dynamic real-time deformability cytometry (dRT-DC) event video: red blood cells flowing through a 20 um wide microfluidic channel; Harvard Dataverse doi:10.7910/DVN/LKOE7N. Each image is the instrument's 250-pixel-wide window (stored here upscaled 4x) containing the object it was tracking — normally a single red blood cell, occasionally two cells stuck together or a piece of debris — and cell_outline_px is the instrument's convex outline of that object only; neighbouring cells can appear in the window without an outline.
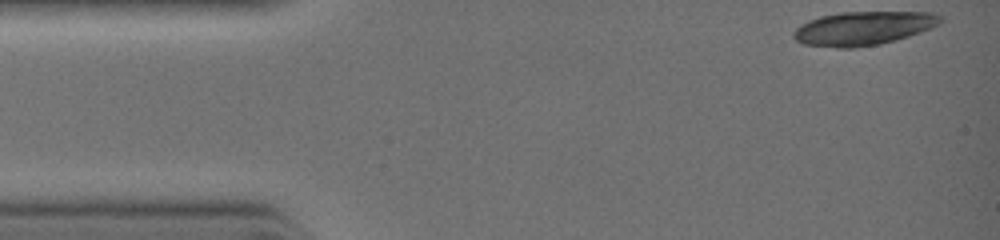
{"species": "common noctule bat (a hibernating species)", "species_latin": "Nyctalus noctula", "temperature_condition": "warm", "stored_images_in_passage": 23, "camera_frame_rate_fps": 3000, "um_per_image_px": 0.085, "animal": {"sex": "female", "body_mass_g": 19.0, "forearm_length_mm": 51.5}, "frame": {"image": 1, "passage_image": 1, "time_ms": 0.0, "image_size_px": [1000, 240], "cell_outline_px": [[944, 20], [940, 24], [932, 28], [896, 40], [880, 44], [856, 48], [836, 48], [804, 44], [796, 40], [792, 36], [792, 32], [796, 28], [808, 20], [820, 16], [840, 12], [932, 12], [940, 16]], "centroid_in_image_um": [73.38, 2.4], "position_along_channel_um": 11.6, "area_um2": 29.07}}